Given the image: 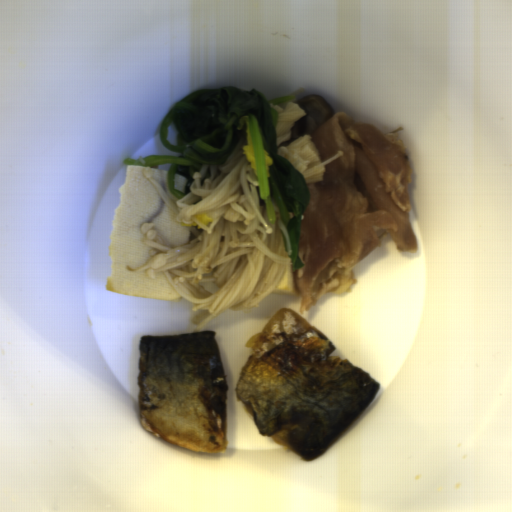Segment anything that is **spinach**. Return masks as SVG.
<instances>
[{
  "mask_svg": "<svg viewBox=\"0 0 512 512\" xmlns=\"http://www.w3.org/2000/svg\"><path fill=\"white\" fill-rule=\"evenodd\" d=\"M295 95L267 100L257 88L238 87L201 89L178 101L161 122L159 139L171 152L179 155H150L143 159L127 158L124 165L151 166L171 164L167 186L181 200L186 194L175 188L176 165L190 166L189 175L200 172L203 165H221L232 154L240 138L247 135V124L241 129L240 118L248 116L258 185L256 194L265 206L268 223L275 224L274 203L291 244L293 271L305 267L300 256L301 218L311 197L308 184L291 162L278 155L277 130L279 114L270 106H285ZM174 123L178 131V145L167 141V127ZM264 148L273 164L266 178Z\"/></svg>",
  "mask_w": 512,
  "mask_h": 512,
  "instance_id": "obj_1",
  "label": "spinach"
}]
</instances>
